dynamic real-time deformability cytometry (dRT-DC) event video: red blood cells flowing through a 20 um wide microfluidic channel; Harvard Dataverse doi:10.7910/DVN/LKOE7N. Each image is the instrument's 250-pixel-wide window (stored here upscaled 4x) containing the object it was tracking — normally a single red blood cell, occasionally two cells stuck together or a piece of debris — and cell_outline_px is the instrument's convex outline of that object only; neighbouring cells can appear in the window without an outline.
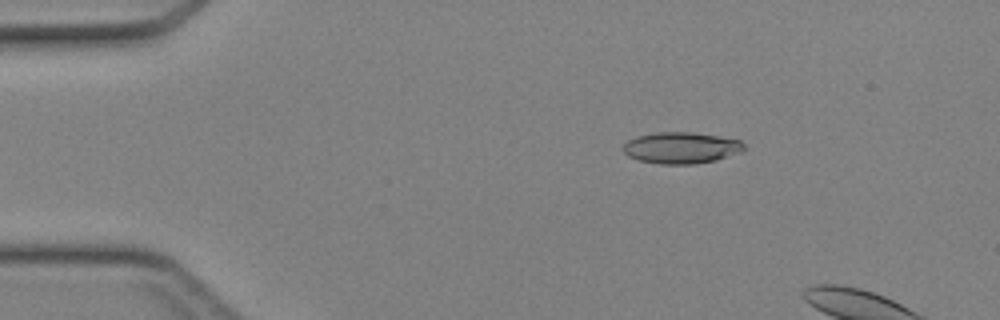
{"species": "Egyptian fruit bat (a non-hibernating species)", "species_latin": "Rousettus aegyptiacus", "temperature_condition": "cold", "stored_images_in_passage": 2, "camera_frame_rate_fps": 3000, "um_per_image_px": 0.085, "animal": {"sex": "female"}, "frame": {"image": 1, "passage_image": 1, "time_ms": 0.0, "image_size_px": [1000, 320], "cell_outline_px": [[744, 152], [716, 160], [696, 164], [660, 164], [640, 160], [628, 156], [620, 148], [628, 140], [640, 136], [656, 132], [692, 132], [740, 140], [744, 144]], "centroid_in_image_um": [57.91, 12.57], "position_along_channel_um": 27.1, "area_um2": 22.14}}